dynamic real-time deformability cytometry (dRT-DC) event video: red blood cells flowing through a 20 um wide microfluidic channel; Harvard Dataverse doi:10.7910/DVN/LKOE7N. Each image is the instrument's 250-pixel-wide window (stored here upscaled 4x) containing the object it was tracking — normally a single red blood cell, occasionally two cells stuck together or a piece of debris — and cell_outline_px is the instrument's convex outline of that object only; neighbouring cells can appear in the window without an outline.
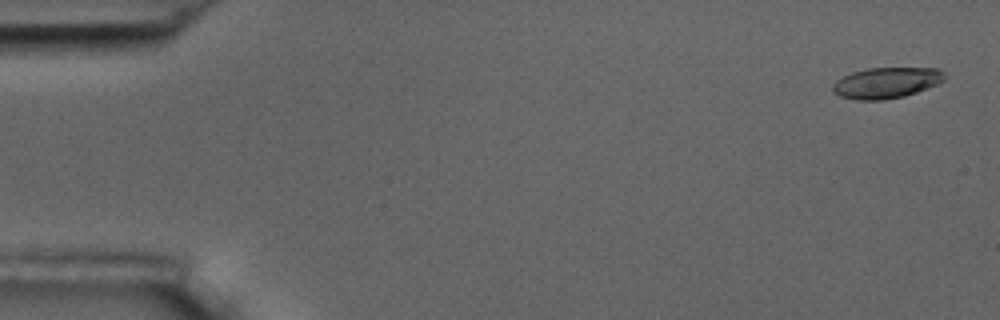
{"species": "common noctule bat (a hibernating species)", "species_latin": "Nyctalus noctula", "temperature_condition": "room temperature", "stored_images_in_passage": 7, "camera_frame_rate_fps": 3000, "um_per_image_px": 0.085, "animal": {"sex": "male", "body_mass_g": 17.5, "forearm_length_mm": 52.3}, "frame": {"image": 1, "passage_image": 1, "time_ms": 0.0, "image_size_px": [1000, 320], "cell_outline_px": [[944, 80], [936, 84], [916, 92], [904, 96], [884, 100], [856, 100], [840, 96], [832, 92], [832, 84], [836, 80], [852, 72], [868, 68], [936, 68], [944, 72]], "centroid_in_image_um": [75.29, 7.04], "position_along_channel_um": 9.7, "area_um2": 20.06}}
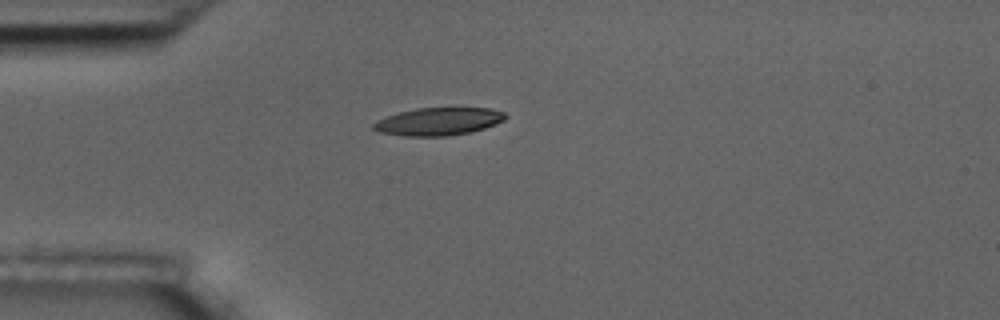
{"frame": {"image": 2, "passage_image": 4, "time_ms": 4.333, "image_size_px": [1000, 320], "cell_outline_px": [[508, 116], [504, 120], [496, 124], [484, 128], [468, 132], [448, 136], [404, 136], [380, 132], [372, 128], [372, 124], [376, 120], [400, 112], [416, 108], [492, 108], [504, 112]], "centroid_in_image_um": [37.28, 10.32], "position_along_channel_um": 47.7, "area_um2": 21.27}}